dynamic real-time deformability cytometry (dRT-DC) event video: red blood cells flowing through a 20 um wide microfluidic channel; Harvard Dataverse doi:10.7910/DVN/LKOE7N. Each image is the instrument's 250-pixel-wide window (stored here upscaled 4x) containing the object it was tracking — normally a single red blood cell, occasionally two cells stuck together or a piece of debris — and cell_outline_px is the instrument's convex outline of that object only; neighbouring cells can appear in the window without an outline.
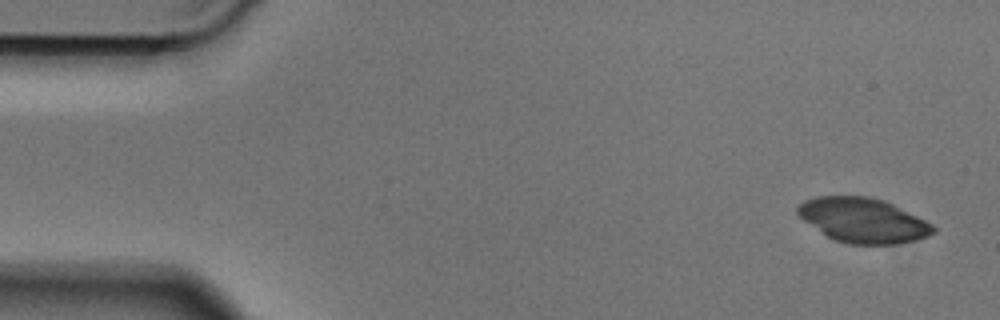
{"species": "Egyptian fruit bat (a non-hibernating species)", "species_latin": "Rousettus aegyptiacus", "temperature_condition": "cold", "stored_images_in_passage": 2, "camera_frame_rate_fps": 3000, "um_per_image_px": 0.085, "animal": {"sex": "male"}, "frame": {"image": 1, "passage_image": 1, "time_ms": 0.0, "image_size_px": [1000, 320], "cell_outline_px": [[936, 232], [928, 236], [916, 240], [896, 244], [848, 244], [832, 240], [804, 220], [796, 212], [796, 208], [804, 200], [816, 196], [872, 196], [884, 200], [932, 224], [936, 228]], "centroid_in_image_um": [73.35, 18.73], "position_along_channel_um": 11.7, "area_um2": 35.26}}